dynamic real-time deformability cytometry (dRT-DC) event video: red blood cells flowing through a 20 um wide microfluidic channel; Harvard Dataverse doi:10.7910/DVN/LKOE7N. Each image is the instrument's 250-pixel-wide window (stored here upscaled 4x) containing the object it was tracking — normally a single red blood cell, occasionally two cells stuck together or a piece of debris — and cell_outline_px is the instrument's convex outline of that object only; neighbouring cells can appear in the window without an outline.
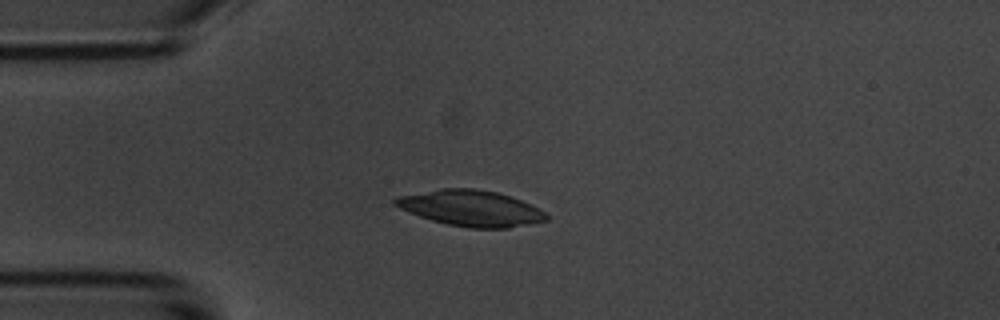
{"species": "common noctule bat (a hibernating species)", "species_latin": "Nyctalus noctula", "temperature_condition": "room temperature", "stored_images_in_passage": 9, "camera_frame_rate_fps": 3000, "um_per_image_px": 0.085, "animal": {"sex": "male", "body_mass_g": 20.1, "forearm_length_mm": 53.5}, "frame": {"image": 1, "passage_image": 4, "time_ms": 4.333, "image_size_px": [1000, 320], "cell_outline_px": [[548, 220], [508, 228], [468, 228], [448, 224], [432, 220], [408, 212], [392, 204], [392, 200], [396, 196], [444, 188], [476, 188], [496, 192], [512, 196], [544, 212], [548, 216]], "centroid_in_image_um": [39.98, 17.69], "position_along_channel_um": 45.0, "area_um2": 31.44}}